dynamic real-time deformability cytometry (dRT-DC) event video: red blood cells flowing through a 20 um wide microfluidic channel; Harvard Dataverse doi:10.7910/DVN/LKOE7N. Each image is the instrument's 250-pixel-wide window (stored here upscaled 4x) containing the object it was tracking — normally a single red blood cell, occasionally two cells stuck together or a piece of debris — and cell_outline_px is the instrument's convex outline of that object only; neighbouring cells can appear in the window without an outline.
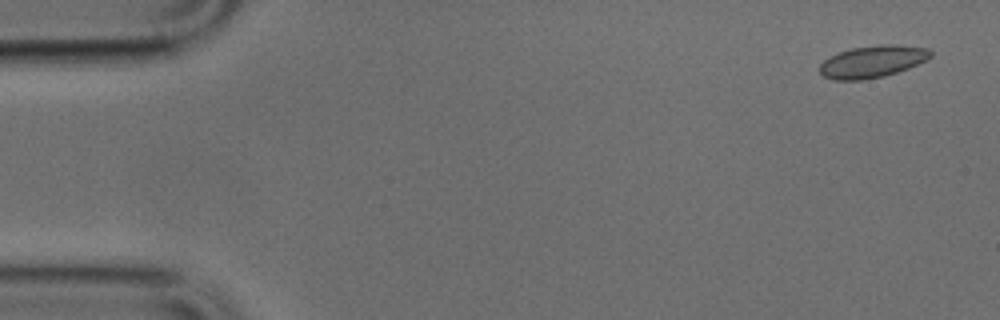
{"species": "common noctule bat (a hibernating species)", "species_latin": "Nyctalus noctula", "temperature_condition": "cold", "stored_images_in_passage": 46, "camera_frame_rate_fps": 3000, "um_per_image_px": 0.085, "animal": {"sex": "male", "body_mass_g": 17.9, "forearm_length_mm": 54.2}, "frame": {"image": 1, "passage_image": 2, "time_ms": 0.333, "image_size_px": [1000, 320], "cell_outline_px": [[932, 56], [908, 68], [884, 76], [860, 80], [836, 80], [824, 76], [820, 72], [820, 64], [824, 60], [840, 52], [852, 48], [884, 44], [892, 44], [928, 48], [932, 52]], "centroid_in_image_um": [74.16, 5.23], "position_along_channel_um": 10.8, "area_um2": 20.35}}
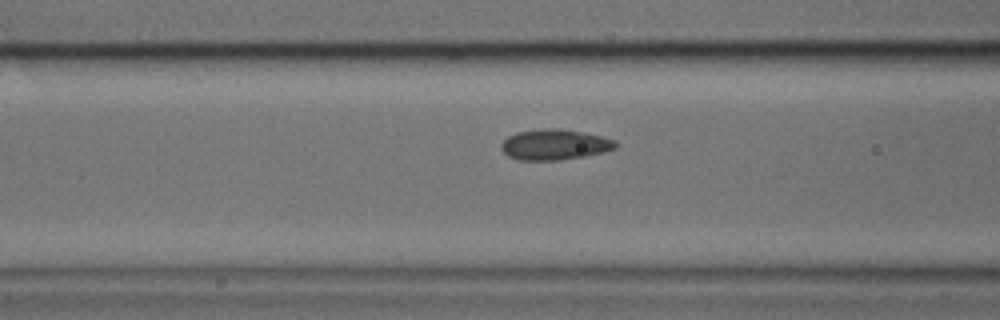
{"frame": {"image": 2, "passage_image": 19, "time_ms": 6.0, "image_size_px": [1000, 320], "cell_outline_px": [[616, 148], [604, 152], [584, 156], [560, 160], [520, 160], [508, 156], [500, 148], [500, 144], [508, 136], [516, 132], [544, 128], [560, 128], [584, 132], [616, 140]], "centroid_in_image_um": [47.13, 12.28], "position_along_channel_um": 119.5, "area_um2": 20.46}}
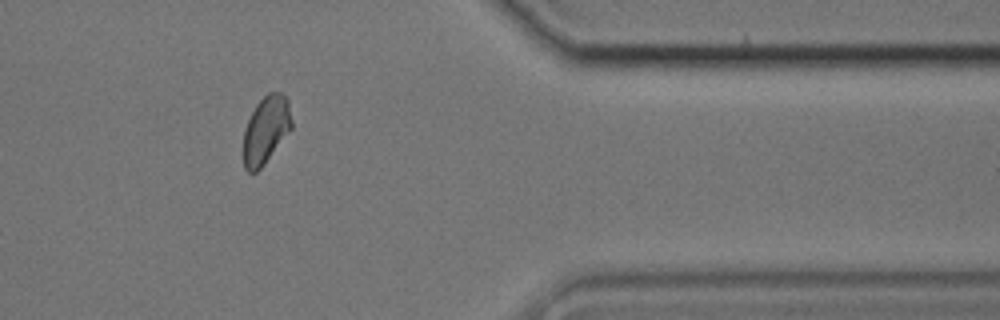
{"frame": {"image": 3, "passage_image": 41, "time_ms": 13.333, "image_size_px": [1000, 320], "cell_outline_px": [[292, 128], [264, 164], [256, 172], [248, 172], [244, 168], [244, 128], [256, 104], [268, 92], [280, 92], [288, 100], [292, 120]], "centroid_in_image_um": [22.61, 11.03], "position_along_channel_um": 388.8, "area_um2": 18.84}}